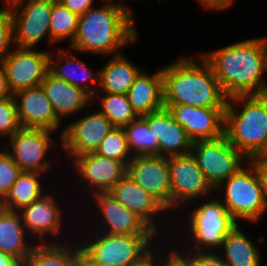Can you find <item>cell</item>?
<instances>
[{"label": "cell", "instance_id": "6da1fadb", "mask_svg": "<svg viewBox=\"0 0 267 266\" xmlns=\"http://www.w3.org/2000/svg\"><path fill=\"white\" fill-rule=\"evenodd\" d=\"M107 1L101 7L90 8L78 18L75 39L70 45L78 53L114 56L138 40L131 9L124 2ZM110 2V3H109Z\"/></svg>", "mask_w": 267, "mask_h": 266}, {"label": "cell", "instance_id": "7a4b0ae2", "mask_svg": "<svg viewBox=\"0 0 267 266\" xmlns=\"http://www.w3.org/2000/svg\"><path fill=\"white\" fill-rule=\"evenodd\" d=\"M202 56L211 65L228 98L267 93V80L262 75L267 70L259 38L229 44Z\"/></svg>", "mask_w": 267, "mask_h": 266}, {"label": "cell", "instance_id": "3957f363", "mask_svg": "<svg viewBox=\"0 0 267 266\" xmlns=\"http://www.w3.org/2000/svg\"><path fill=\"white\" fill-rule=\"evenodd\" d=\"M180 56L162 68L164 104H183L193 107L226 108L224 94L209 62ZM199 62V63H198Z\"/></svg>", "mask_w": 267, "mask_h": 266}, {"label": "cell", "instance_id": "277c9868", "mask_svg": "<svg viewBox=\"0 0 267 266\" xmlns=\"http://www.w3.org/2000/svg\"><path fill=\"white\" fill-rule=\"evenodd\" d=\"M224 134L247 159L263 153L267 147V93L229 98Z\"/></svg>", "mask_w": 267, "mask_h": 266}, {"label": "cell", "instance_id": "5b68a950", "mask_svg": "<svg viewBox=\"0 0 267 266\" xmlns=\"http://www.w3.org/2000/svg\"><path fill=\"white\" fill-rule=\"evenodd\" d=\"M92 232L89 233L91 238H84L86 242L80 244L82 257L92 266H133L156 247L155 240L158 238V235Z\"/></svg>", "mask_w": 267, "mask_h": 266}, {"label": "cell", "instance_id": "8992f818", "mask_svg": "<svg viewBox=\"0 0 267 266\" xmlns=\"http://www.w3.org/2000/svg\"><path fill=\"white\" fill-rule=\"evenodd\" d=\"M212 197L217 200L208 198L207 202L198 204L192 212L188 213L190 215L186 218L185 227L189 233L186 234L184 231L187 236L185 241H188L182 242L186 246L178 247L180 251L214 252L216 250L217 252L218 249L220 250L225 236L238 224L227 211L221 199L214 195Z\"/></svg>", "mask_w": 267, "mask_h": 266}, {"label": "cell", "instance_id": "52a82bcc", "mask_svg": "<svg viewBox=\"0 0 267 266\" xmlns=\"http://www.w3.org/2000/svg\"><path fill=\"white\" fill-rule=\"evenodd\" d=\"M214 190L222 192V203L238 223L247 220L257 224L267 212L259 177L249 161Z\"/></svg>", "mask_w": 267, "mask_h": 266}, {"label": "cell", "instance_id": "ba28073f", "mask_svg": "<svg viewBox=\"0 0 267 266\" xmlns=\"http://www.w3.org/2000/svg\"><path fill=\"white\" fill-rule=\"evenodd\" d=\"M191 153L214 189L248 161L229 143L225 134L215 139L193 142Z\"/></svg>", "mask_w": 267, "mask_h": 266}, {"label": "cell", "instance_id": "9c48e42d", "mask_svg": "<svg viewBox=\"0 0 267 266\" xmlns=\"http://www.w3.org/2000/svg\"><path fill=\"white\" fill-rule=\"evenodd\" d=\"M55 0H16L9 5L13 21L14 44L18 48H35L50 37L52 3Z\"/></svg>", "mask_w": 267, "mask_h": 266}, {"label": "cell", "instance_id": "30bf717a", "mask_svg": "<svg viewBox=\"0 0 267 266\" xmlns=\"http://www.w3.org/2000/svg\"><path fill=\"white\" fill-rule=\"evenodd\" d=\"M171 179V210L190 205L200 198L206 200L214 188L191 152L167 157ZM210 195V197H209ZM194 200V201H193Z\"/></svg>", "mask_w": 267, "mask_h": 266}, {"label": "cell", "instance_id": "8fae6325", "mask_svg": "<svg viewBox=\"0 0 267 266\" xmlns=\"http://www.w3.org/2000/svg\"><path fill=\"white\" fill-rule=\"evenodd\" d=\"M53 132L47 129L21 128L9 138L10 146L6 150L22 171L46 174L51 170L53 162L46 159V155L51 149L61 148V144L50 136Z\"/></svg>", "mask_w": 267, "mask_h": 266}, {"label": "cell", "instance_id": "7c38bea8", "mask_svg": "<svg viewBox=\"0 0 267 266\" xmlns=\"http://www.w3.org/2000/svg\"><path fill=\"white\" fill-rule=\"evenodd\" d=\"M49 51L34 48L13 50L1 62L13 95L23 89L40 86L49 69Z\"/></svg>", "mask_w": 267, "mask_h": 266}, {"label": "cell", "instance_id": "4fadbf2b", "mask_svg": "<svg viewBox=\"0 0 267 266\" xmlns=\"http://www.w3.org/2000/svg\"><path fill=\"white\" fill-rule=\"evenodd\" d=\"M112 128L109 119L99 110L88 113L65 125L59 138L62 150L72 160L76 156L95 152Z\"/></svg>", "mask_w": 267, "mask_h": 266}, {"label": "cell", "instance_id": "5bb4252c", "mask_svg": "<svg viewBox=\"0 0 267 266\" xmlns=\"http://www.w3.org/2000/svg\"><path fill=\"white\" fill-rule=\"evenodd\" d=\"M59 206L61 205L57 203L56 194L52 192L45 193L41 198L18 210L22 223L32 240L38 237L39 243L61 242L57 237L62 234L61 230L64 229L65 223L63 217L65 218L66 215ZM49 235L51 239L52 237L54 239L50 241ZM56 239L57 241H54Z\"/></svg>", "mask_w": 267, "mask_h": 266}, {"label": "cell", "instance_id": "9a60e30c", "mask_svg": "<svg viewBox=\"0 0 267 266\" xmlns=\"http://www.w3.org/2000/svg\"><path fill=\"white\" fill-rule=\"evenodd\" d=\"M126 174L171 212V179L167 157L133 156L127 164Z\"/></svg>", "mask_w": 267, "mask_h": 266}, {"label": "cell", "instance_id": "2e32d148", "mask_svg": "<svg viewBox=\"0 0 267 266\" xmlns=\"http://www.w3.org/2000/svg\"><path fill=\"white\" fill-rule=\"evenodd\" d=\"M92 197L91 199L96 202L95 208H98L93 215L95 219L96 214L100 212L98 213L100 219L95 221L101 223L96 224V227L98 230L103 227L99 231L97 229L92 231L116 235H158L138 215L128 210L108 192L96 193Z\"/></svg>", "mask_w": 267, "mask_h": 266}, {"label": "cell", "instance_id": "e0dca14e", "mask_svg": "<svg viewBox=\"0 0 267 266\" xmlns=\"http://www.w3.org/2000/svg\"><path fill=\"white\" fill-rule=\"evenodd\" d=\"M71 162L76 176L81 178V184L86 182L91 195L109 192L127 173V166L123 162L95 152L76 156Z\"/></svg>", "mask_w": 267, "mask_h": 266}, {"label": "cell", "instance_id": "ac0fdd59", "mask_svg": "<svg viewBox=\"0 0 267 266\" xmlns=\"http://www.w3.org/2000/svg\"><path fill=\"white\" fill-rule=\"evenodd\" d=\"M164 107L171 112L193 142L215 139L224 134L226 108L193 107L183 104H164Z\"/></svg>", "mask_w": 267, "mask_h": 266}, {"label": "cell", "instance_id": "d6986e66", "mask_svg": "<svg viewBox=\"0 0 267 266\" xmlns=\"http://www.w3.org/2000/svg\"><path fill=\"white\" fill-rule=\"evenodd\" d=\"M122 203L128 210L138 215L154 232L160 233L157 221L161 212L169 214L168 210L150 193L138 185L129 175H125L108 192ZM156 216L159 220H156ZM155 219V220H154ZM158 226V227H157Z\"/></svg>", "mask_w": 267, "mask_h": 266}, {"label": "cell", "instance_id": "ffe728a7", "mask_svg": "<svg viewBox=\"0 0 267 266\" xmlns=\"http://www.w3.org/2000/svg\"><path fill=\"white\" fill-rule=\"evenodd\" d=\"M22 128L47 129L56 132L61 121L56 117L42 86L23 89L14 95Z\"/></svg>", "mask_w": 267, "mask_h": 266}, {"label": "cell", "instance_id": "44dd1931", "mask_svg": "<svg viewBox=\"0 0 267 266\" xmlns=\"http://www.w3.org/2000/svg\"><path fill=\"white\" fill-rule=\"evenodd\" d=\"M159 142V155L169 157L191 152L193 141L167 108L141 116Z\"/></svg>", "mask_w": 267, "mask_h": 266}, {"label": "cell", "instance_id": "7402d4cb", "mask_svg": "<svg viewBox=\"0 0 267 266\" xmlns=\"http://www.w3.org/2000/svg\"><path fill=\"white\" fill-rule=\"evenodd\" d=\"M68 53L69 51L62 48L53 57L54 54L50 51L48 71L55 77L84 90L92 99L96 98L99 87V70L92 71L85 61L82 62L75 54Z\"/></svg>", "mask_w": 267, "mask_h": 266}, {"label": "cell", "instance_id": "603a6c76", "mask_svg": "<svg viewBox=\"0 0 267 266\" xmlns=\"http://www.w3.org/2000/svg\"><path fill=\"white\" fill-rule=\"evenodd\" d=\"M41 86L51 102L56 117L61 122L63 118L79 114V111L85 110L92 101V97L84 90L55 77L49 71L46 73Z\"/></svg>", "mask_w": 267, "mask_h": 266}, {"label": "cell", "instance_id": "cb8c5ba5", "mask_svg": "<svg viewBox=\"0 0 267 266\" xmlns=\"http://www.w3.org/2000/svg\"><path fill=\"white\" fill-rule=\"evenodd\" d=\"M127 97L139 117L164 108L162 69L152 75L142 71L128 90Z\"/></svg>", "mask_w": 267, "mask_h": 266}, {"label": "cell", "instance_id": "d4e9b609", "mask_svg": "<svg viewBox=\"0 0 267 266\" xmlns=\"http://www.w3.org/2000/svg\"><path fill=\"white\" fill-rule=\"evenodd\" d=\"M29 236L20 213L0 207V251L25 261L36 245Z\"/></svg>", "mask_w": 267, "mask_h": 266}, {"label": "cell", "instance_id": "484cf974", "mask_svg": "<svg viewBox=\"0 0 267 266\" xmlns=\"http://www.w3.org/2000/svg\"><path fill=\"white\" fill-rule=\"evenodd\" d=\"M143 70L128 60L123 53L111 56L99 68L98 91L112 94H127L135 79Z\"/></svg>", "mask_w": 267, "mask_h": 266}, {"label": "cell", "instance_id": "4316f807", "mask_svg": "<svg viewBox=\"0 0 267 266\" xmlns=\"http://www.w3.org/2000/svg\"><path fill=\"white\" fill-rule=\"evenodd\" d=\"M65 243L38 242L25 260V266H77L82 257L80 244Z\"/></svg>", "mask_w": 267, "mask_h": 266}, {"label": "cell", "instance_id": "83f0119b", "mask_svg": "<svg viewBox=\"0 0 267 266\" xmlns=\"http://www.w3.org/2000/svg\"><path fill=\"white\" fill-rule=\"evenodd\" d=\"M237 224L226 236L220 248L227 266H261V253L257 245ZM258 248V249H257Z\"/></svg>", "mask_w": 267, "mask_h": 266}, {"label": "cell", "instance_id": "f1b7e54d", "mask_svg": "<svg viewBox=\"0 0 267 266\" xmlns=\"http://www.w3.org/2000/svg\"><path fill=\"white\" fill-rule=\"evenodd\" d=\"M42 175L44 174L39 172L22 171L8 193L0 201V207L18 211L23 206L41 198L46 192L43 188L44 183H41Z\"/></svg>", "mask_w": 267, "mask_h": 266}, {"label": "cell", "instance_id": "f546056e", "mask_svg": "<svg viewBox=\"0 0 267 266\" xmlns=\"http://www.w3.org/2000/svg\"><path fill=\"white\" fill-rule=\"evenodd\" d=\"M97 93H104L101 97L98 94L99 107L101 105L99 111L109 119L113 127L124 128L139 117L133 110L127 94H112L100 91H97Z\"/></svg>", "mask_w": 267, "mask_h": 266}, {"label": "cell", "instance_id": "4dcf8cb0", "mask_svg": "<svg viewBox=\"0 0 267 266\" xmlns=\"http://www.w3.org/2000/svg\"><path fill=\"white\" fill-rule=\"evenodd\" d=\"M79 16L64 6L59 0L52 3L50 18V37L56 44L69 42V46L75 39Z\"/></svg>", "mask_w": 267, "mask_h": 266}, {"label": "cell", "instance_id": "1f68e13d", "mask_svg": "<svg viewBox=\"0 0 267 266\" xmlns=\"http://www.w3.org/2000/svg\"><path fill=\"white\" fill-rule=\"evenodd\" d=\"M127 144L132 156L159 155V142L154 140L147 122L138 117L124 127Z\"/></svg>", "mask_w": 267, "mask_h": 266}, {"label": "cell", "instance_id": "d6a6232c", "mask_svg": "<svg viewBox=\"0 0 267 266\" xmlns=\"http://www.w3.org/2000/svg\"><path fill=\"white\" fill-rule=\"evenodd\" d=\"M96 154L123 162L126 166L133 158L124 128L113 127L102 139Z\"/></svg>", "mask_w": 267, "mask_h": 266}, {"label": "cell", "instance_id": "836d02e7", "mask_svg": "<svg viewBox=\"0 0 267 266\" xmlns=\"http://www.w3.org/2000/svg\"><path fill=\"white\" fill-rule=\"evenodd\" d=\"M21 128L14 96L0 100V138L8 140Z\"/></svg>", "mask_w": 267, "mask_h": 266}, {"label": "cell", "instance_id": "e575fe53", "mask_svg": "<svg viewBox=\"0 0 267 266\" xmlns=\"http://www.w3.org/2000/svg\"><path fill=\"white\" fill-rule=\"evenodd\" d=\"M22 170L9 155L6 148L0 150V201L8 193Z\"/></svg>", "mask_w": 267, "mask_h": 266}, {"label": "cell", "instance_id": "d590c367", "mask_svg": "<svg viewBox=\"0 0 267 266\" xmlns=\"http://www.w3.org/2000/svg\"><path fill=\"white\" fill-rule=\"evenodd\" d=\"M13 48H15L13 21L10 8L4 5L0 8V64Z\"/></svg>", "mask_w": 267, "mask_h": 266}, {"label": "cell", "instance_id": "8d00e7d4", "mask_svg": "<svg viewBox=\"0 0 267 266\" xmlns=\"http://www.w3.org/2000/svg\"><path fill=\"white\" fill-rule=\"evenodd\" d=\"M174 252L187 266H227L220 254L216 252L179 251L177 247Z\"/></svg>", "mask_w": 267, "mask_h": 266}, {"label": "cell", "instance_id": "74e56055", "mask_svg": "<svg viewBox=\"0 0 267 266\" xmlns=\"http://www.w3.org/2000/svg\"><path fill=\"white\" fill-rule=\"evenodd\" d=\"M248 161L253 165L257 172L262 187L263 198L267 205V154H257L248 159Z\"/></svg>", "mask_w": 267, "mask_h": 266}, {"label": "cell", "instance_id": "f35d334b", "mask_svg": "<svg viewBox=\"0 0 267 266\" xmlns=\"http://www.w3.org/2000/svg\"><path fill=\"white\" fill-rule=\"evenodd\" d=\"M64 6L78 16L93 8L94 0H59Z\"/></svg>", "mask_w": 267, "mask_h": 266}, {"label": "cell", "instance_id": "ab89813d", "mask_svg": "<svg viewBox=\"0 0 267 266\" xmlns=\"http://www.w3.org/2000/svg\"><path fill=\"white\" fill-rule=\"evenodd\" d=\"M204 9L225 10L232 7L235 0H197Z\"/></svg>", "mask_w": 267, "mask_h": 266}, {"label": "cell", "instance_id": "60d3db41", "mask_svg": "<svg viewBox=\"0 0 267 266\" xmlns=\"http://www.w3.org/2000/svg\"><path fill=\"white\" fill-rule=\"evenodd\" d=\"M156 252L157 247H155V249H153L147 256L133 266H163V255H160Z\"/></svg>", "mask_w": 267, "mask_h": 266}, {"label": "cell", "instance_id": "b9f144b4", "mask_svg": "<svg viewBox=\"0 0 267 266\" xmlns=\"http://www.w3.org/2000/svg\"><path fill=\"white\" fill-rule=\"evenodd\" d=\"M163 252V266H187V264L174 252V249L171 248Z\"/></svg>", "mask_w": 267, "mask_h": 266}, {"label": "cell", "instance_id": "7bdbcfd3", "mask_svg": "<svg viewBox=\"0 0 267 266\" xmlns=\"http://www.w3.org/2000/svg\"><path fill=\"white\" fill-rule=\"evenodd\" d=\"M12 96H13V93L11 92L8 86L5 70L3 66L0 64V100L6 99Z\"/></svg>", "mask_w": 267, "mask_h": 266}, {"label": "cell", "instance_id": "ee69618b", "mask_svg": "<svg viewBox=\"0 0 267 266\" xmlns=\"http://www.w3.org/2000/svg\"><path fill=\"white\" fill-rule=\"evenodd\" d=\"M0 266H25V261L0 251Z\"/></svg>", "mask_w": 267, "mask_h": 266}, {"label": "cell", "instance_id": "f6af8a7d", "mask_svg": "<svg viewBox=\"0 0 267 266\" xmlns=\"http://www.w3.org/2000/svg\"><path fill=\"white\" fill-rule=\"evenodd\" d=\"M259 41H260L262 49H263L265 66H266V70H267V37H265V36H264V38L260 37Z\"/></svg>", "mask_w": 267, "mask_h": 266}, {"label": "cell", "instance_id": "bcb514c9", "mask_svg": "<svg viewBox=\"0 0 267 266\" xmlns=\"http://www.w3.org/2000/svg\"><path fill=\"white\" fill-rule=\"evenodd\" d=\"M77 266H92L83 257H81L77 263Z\"/></svg>", "mask_w": 267, "mask_h": 266}, {"label": "cell", "instance_id": "7dc6e473", "mask_svg": "<svg viewBox=\"0 0 267 266\" xmlns=\"http://www.w3.org/2000/svg\"><path fill=\"white\" fill-rule=\"evenodd\" d=\"M7 4L6 5H9L10 3L16 1V0H4Z\"/></svg>", "mask_w": 267, "mask_h": 266}]
</instances>
